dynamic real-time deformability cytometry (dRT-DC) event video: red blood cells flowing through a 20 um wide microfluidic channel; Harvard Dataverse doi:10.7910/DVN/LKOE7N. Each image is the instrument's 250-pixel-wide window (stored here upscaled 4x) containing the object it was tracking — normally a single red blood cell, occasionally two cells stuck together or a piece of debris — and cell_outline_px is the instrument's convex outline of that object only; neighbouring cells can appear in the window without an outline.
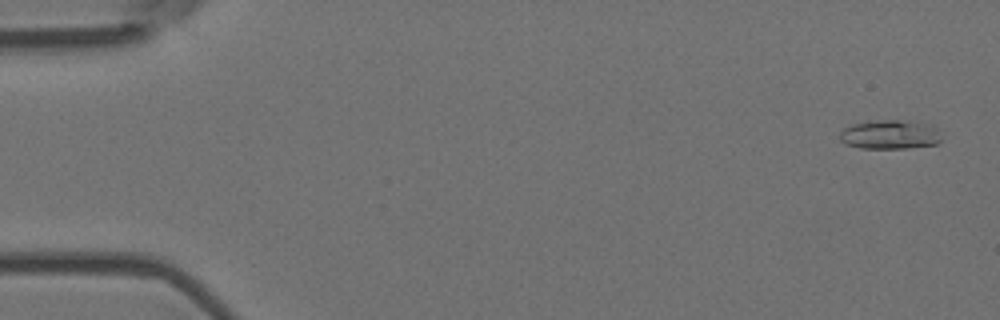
{"species": "Egyptian fruit bat (a non-hibernating species)", "species_latin": "Rousettus aegyptiacus", "temperature_condition": "room temperature", "stored_images_in_passage": 5, "camera_frame_rate_fps": 3000, "um_per_image_px": 0.085, "animal": {"sex": "female"}, "frame": {"image": 1, "passage_image": 1, "time_ms": 0.0, "image_size_px": [1000, 320], "cell_outline_px": [[940, 140], [936, 144], [908, 148], [860, 148], [844, 144], [840, 140], [840, 132], [844, 128], [852, 124], [868, 120], [900, 120], [932, 124], [940, 128]], "centroid_in_image_um": [75.65, 11.42], "position_along_channel_um": 9.3, "area_um2": 17.57}}
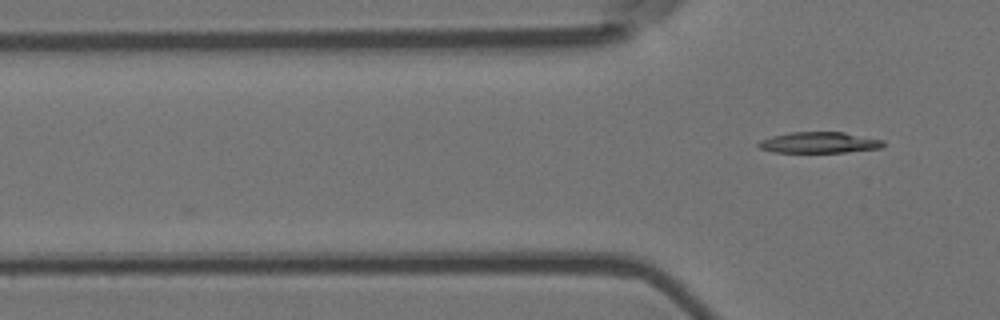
{"frame": {"image": 2, "passage_image": 5, "time_ms": 1.333, "image_size_px": [1000, 320], "cell_outline_px": [[884, 144], [880, 148], [844, 152], [772, 152], [760, 148], [756, 144], [760, 140], [772, 136], [788, 132], [844, 132], [884, 140]], "centroid_in_image_um": [69.6, 12.11], "position_along_channel_um": 56.2, "area_um2": 15.26}}